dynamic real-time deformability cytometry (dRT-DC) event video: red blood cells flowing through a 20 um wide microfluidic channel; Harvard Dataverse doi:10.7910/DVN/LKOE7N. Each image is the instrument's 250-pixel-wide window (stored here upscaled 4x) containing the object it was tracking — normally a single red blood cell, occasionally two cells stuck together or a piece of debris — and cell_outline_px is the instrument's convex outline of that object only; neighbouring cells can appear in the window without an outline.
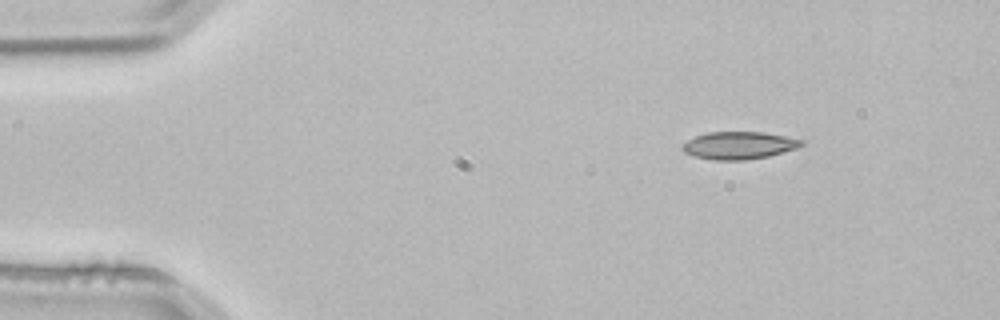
{"species": "common noctule bat (a hibernating species)", "species_latin": "Nyctalus noctula", "temperature_condition": "room temperature", "stored_images_in_passage": 3, "segment_of_instrument_passage": [1, 2], "camera_frame_rate_fps": 3000, "um_per_image_px": 0.085, "animal": {"sex": "male", "body_mass_g": 21.5, "forearm_length_mm": 52.0}, "frame": {"image": 1, "passage_image": 1, "time_ms": 0.0, "image_size_px": [1000, 320], "cell_outline_px": [[804, 144], [796, 148], [768, 156], [744, 160], [712, 160], [692, 156], [684, 152], [680, 148], [680, 144], [696, 136], [708, 132], [764, 132], [804, 140]], "centroid_in_image_um": [62.76, 12.36], "position_along_channel_um": 22.2, "area_um2": 19.13}}